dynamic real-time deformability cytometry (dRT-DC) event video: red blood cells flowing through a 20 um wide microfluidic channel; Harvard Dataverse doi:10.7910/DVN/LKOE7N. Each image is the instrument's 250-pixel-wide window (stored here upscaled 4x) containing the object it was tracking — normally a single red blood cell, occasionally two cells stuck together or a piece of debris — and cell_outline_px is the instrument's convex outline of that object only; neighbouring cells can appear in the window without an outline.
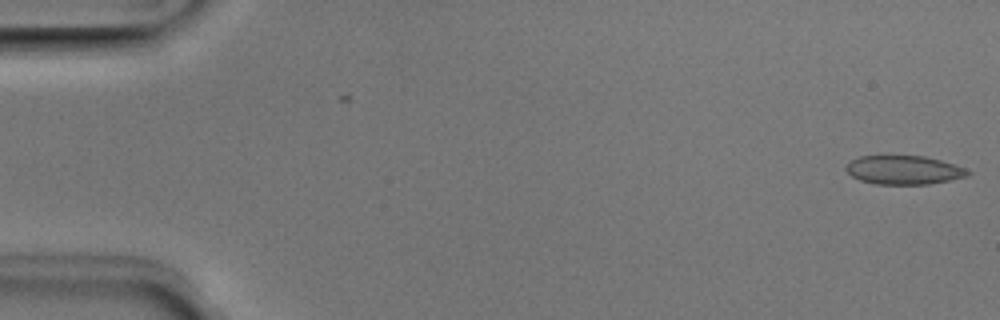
{"species": "Egyptian fruit bat (a non-hibernating species)", "species_latin": "Rousettus aegyptiacus", "temperature_condition": "room temperature", "stored_images_in_passage": 50, "camera_frame_rate_fps": 3000, "um_per_image_px": 0.085, "animal": {"sex": "male"}, "frame": {"image": 1, "passage_image": 1, "time_ms": 0.0, "image_size_px": [1000, 320], "cell_outline_px": [[972, 172], [968, 176], [928, 184], [876, 184], [860, 180], [852, 176], [844, 168], [852, 160], [860, 156], [924, 156], [940, 160], [964, 168]], "centroid_in_image_um": [76.82, 14.45], "position_along_channel_um": 8.2, "area_um2": 20.17}}
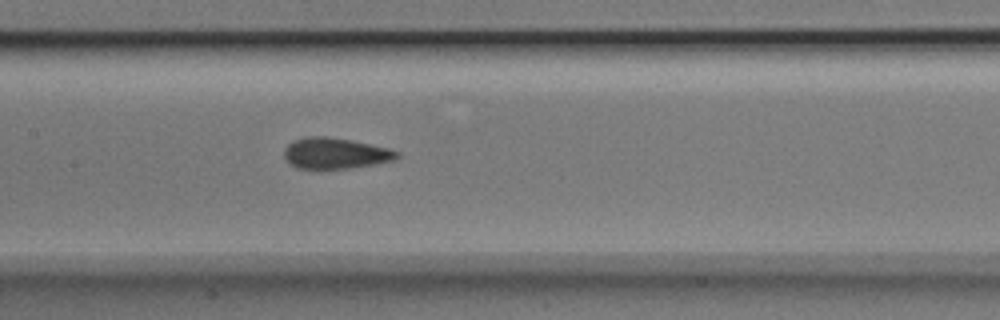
{"frame": {"image": 2, "passage_image": 24, "time_ms": 7.667, "image_size_px": [1000, 320], "cell_outline_px": [[400, 156], [396, 160], [376, 164], [352, 168], [296, 168], [284, 156], [284, 148], [292, 140], [308, 136], [328, 136], [352, 140], [388, 148], [400, 152]], "centroid_in_image_um": [28.53, 13.02], "position_along_channel_um": 178.9, "area_um2": 20.46}}
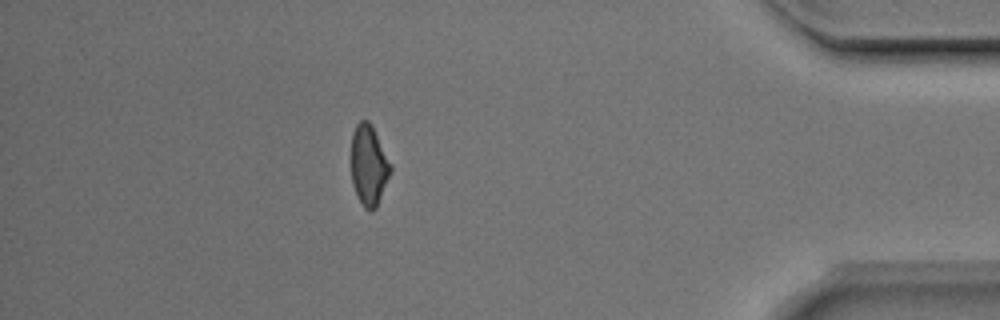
{"frame": {"image": 3, "passage_image": 44, "time_ms": 14.333, "image_size_px": [1000, 320], "cell_outline_px": [[392, 168], [376, 208], [372, 212], [368, 212], [364, 208], [356, 196], [352, 184], [352, 132], [356, 124], [360, 120], [368, 120], [372, 124], [392, 164]], "centroid_in_image_um": [31.35, 14.05], "position_along_channel_um": 403.9, "area_um2": 18.67}, "authors_computed_cell_mechanics": {"area_um2": 20.3745, "velocity_mm_per_s": 4.0328, "shape_relaxation_time_tau1_ms": 3.0241, "shape_relaxation_time_tau2_ms": 1.4461, "deformation_change_tau1": 0.0848, "deformation_change_tau2": 0.0479}}